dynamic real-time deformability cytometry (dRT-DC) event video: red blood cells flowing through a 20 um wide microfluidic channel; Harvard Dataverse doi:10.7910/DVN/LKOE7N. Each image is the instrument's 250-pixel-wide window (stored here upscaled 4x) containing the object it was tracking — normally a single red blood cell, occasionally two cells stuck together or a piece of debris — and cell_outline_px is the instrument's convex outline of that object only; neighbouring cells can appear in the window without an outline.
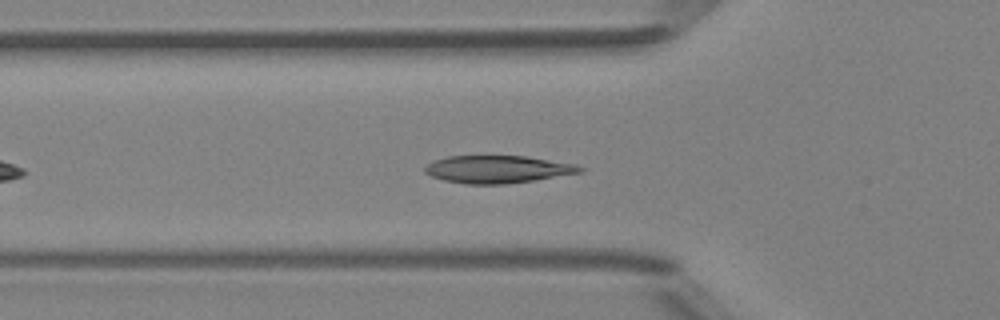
{"species": "Egyptian fruit bat (a non-hibernating species)", "species_latin": "Rousettus aegyptiacus", "temperature_condition": "room temperature", "stored_images_in_passage": 33, "camera_frame_rate_fps": 3000, "um_per_image_px": 0.085, "animal": {"sex": "female"}, "frame": {"image": 1, "passage_image": 7, "time_ms": 2.0, "image_size_px": [1000, 320], "cell_outline_px": [[588, 168], [584, 172], [532, 180], [504, 184], [464, 184], [444, 180], [432, 176], [424, 172], [424, 168], [432, 160], [448, 156], [524, 156], [576, 164]], "centroid_in_image_um": [42.31, 14.38], "position_along_channel_um": 83.5, "area_um2": 24.91}}
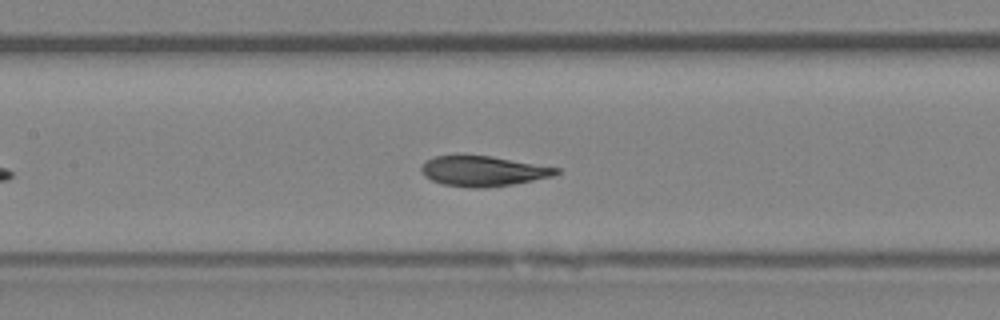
{"frame": {"image": 2, "passage_image": 13, "time_ms": 4.0, "image_size_px": [1000, 320], "cell_outline_px": [[560, 172], [552, 176], [512, 184], [484, 188], [472, 188], [444, 184], [432, 180], [424, 176], [420, 168], [424, 160], [436, 156], [492, 156], [560, 168]], "centroid_in_image_um": [41.05, 14.54], "position_along_channel_um": 166.4, "area_um2": 23.52}}
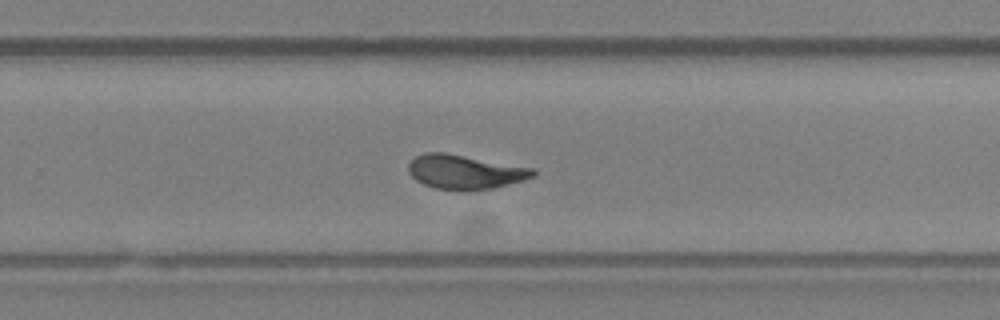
{"frame": {"image": 3, "passage_image": 22, "time_ms": 7.0, "image_size_px": [1000, 320], "cell_outline_px": [[536, 176], [492, 188], [468, 192], [460, 192], [436, 188], [424, 184], [416, 180], [408, 172], [408, 164], [416, 156], [424, 152], [444, 152], [536, 168]], "centroid_in_image_um": [39.52, 14.62], "position_along_channel_um": 290.3, "area_um2": 25.2}, "authors_computed_cell_mechanics": {"area_um2": 24.6806, "velocity_mm_per_s": 4.1359, "shape_relaxation_time_tau1_ms": 4.6695, "shape_relaxation_time_tau2_ms": 2.0316, "deformation_change_tau1": 0.1784, "deformation_change_tau2": 0.0494}}